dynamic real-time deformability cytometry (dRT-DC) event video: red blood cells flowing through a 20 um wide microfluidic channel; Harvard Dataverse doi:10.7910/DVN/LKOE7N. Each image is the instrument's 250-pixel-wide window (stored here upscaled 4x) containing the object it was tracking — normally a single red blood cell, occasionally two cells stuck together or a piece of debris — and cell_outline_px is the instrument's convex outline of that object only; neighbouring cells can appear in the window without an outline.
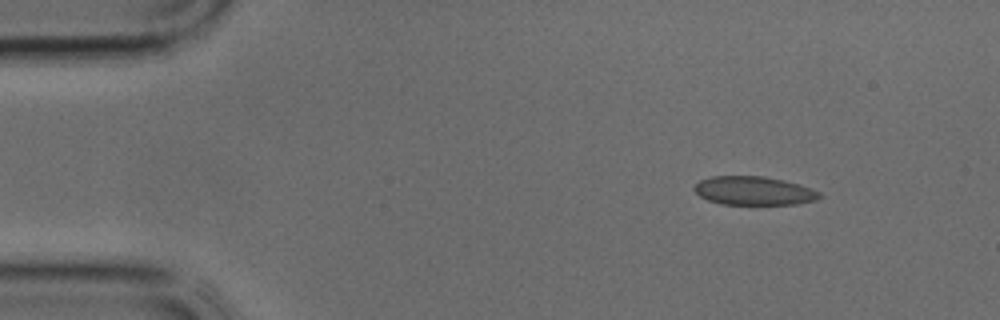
{"species": "common noctule bat (a hibernating species)", "species_latin": "Nyctalus noctula", "temperature_condition": "cold", "stored_images_in_passage": 37, "camera_frame_rate_fps": 3000, "um_per_image_px": 0.085, "animal": {"sex": "male", "body_mass_g": 17.9, "forearm_length_mm": 54.2}, "frame": {"image": 1, "passage_image": 4, "time_ms": 1.0, "image_size_px": [1000, 320], "cell_outline_px": [[824, 196], [816, 200], [796, 204], [720, 204], [708, 200], [700, 196], [692, 188], [700, 180], [712, 176], [764, 176], [784, 180], [820, 192]], "centroid_in_image_um": [64.06, 16.22], "position_along_channel_um": 20.9, "area_um2": 20.81}}
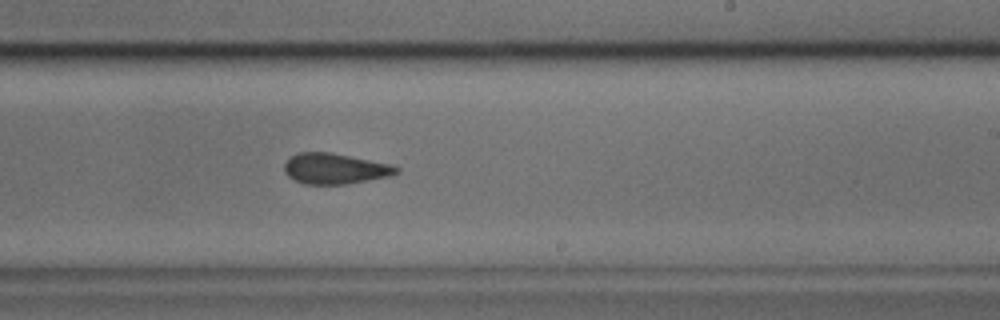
{"frame": {"image": 2, "passage_image": 22, "time_ms": 7.0, "image_size_px": [1000, 320], "cell_outline_px": [[400, 172], [392, 176], [348, 184], [304, 184], [288, 176], [284, 172], [284, 164], [296, 152], [332, 152], [392, 164], [400, 168]], "centroid_in_image_um": [28.52, 14.33], "position_along_channel_um": 260.5, "area_um2": 20.29}}
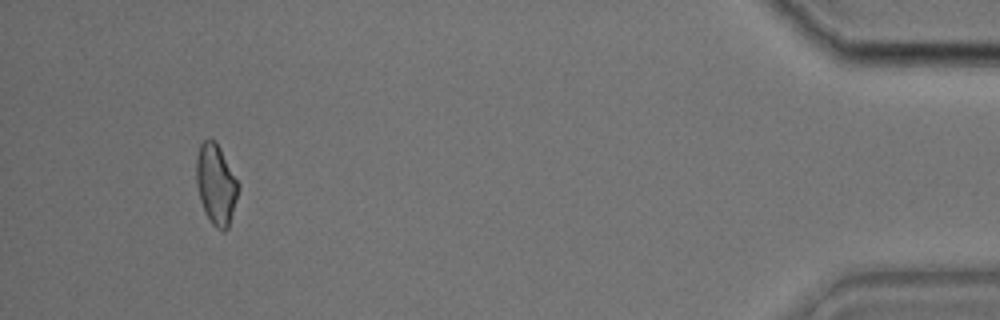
{"frame": {"image": 3, "passage_image": 35, "time_ms": 11.333, "image_size_px": [1000, 320], "cell_outline_px": [[240, 188], [228, 228], [224, 232], [216, 228], [212, 224], [204, 212], [200, 200], [196, 184], [196, 156], [200, 144], [208, 136], [216, 140], [240, 184]], "centroid_in_image_um": [18.36, 15.64], "position_along_channel_um": 416.8, "area_um2": 20.11}}